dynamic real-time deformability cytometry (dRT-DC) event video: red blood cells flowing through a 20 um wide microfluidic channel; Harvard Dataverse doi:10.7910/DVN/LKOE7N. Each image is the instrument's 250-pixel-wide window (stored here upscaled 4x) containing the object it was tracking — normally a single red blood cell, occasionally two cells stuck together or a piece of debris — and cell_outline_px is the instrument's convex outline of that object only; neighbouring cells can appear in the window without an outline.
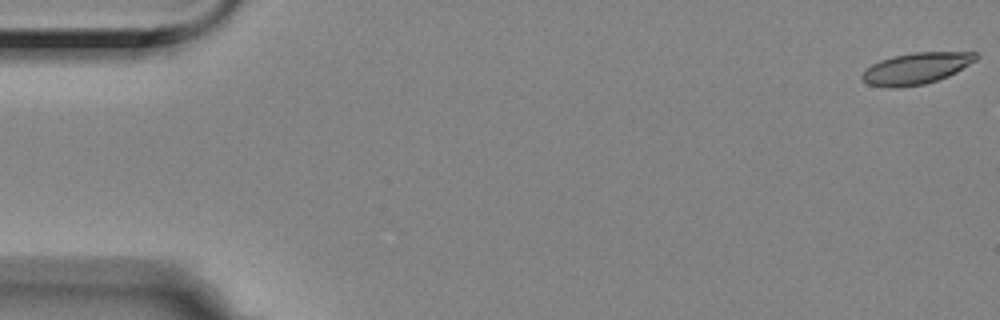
{"species": "Egyptian fruit bat (a non-hibernating species)", "species_latin": "Rousettus aegyptiacus", "temperature_condition": "room temperature", "stored_images_in_passage": 7, "camera_frame_rate_fps": 3000, "um_per_image_px": 0.085, "animal": {"sex": "female"}, "frame": {"image": 1, "passage_image": 1, "time_ms": 0.0, "image_size_px": [1000, 320], "cell_outline_px": [[980, 56], [976, 60], [956, 72], [948, 76], [924, 84], [900, 88], [884, 88], [868, 84], [860, 76], [872, 64], [880, 60], [892, 56], [912, 52], [976, 52]], "centroid_in_image_um": [77.87, 5.82], "position_along_channel_um": 7.1, "area_um2": 20.92}}
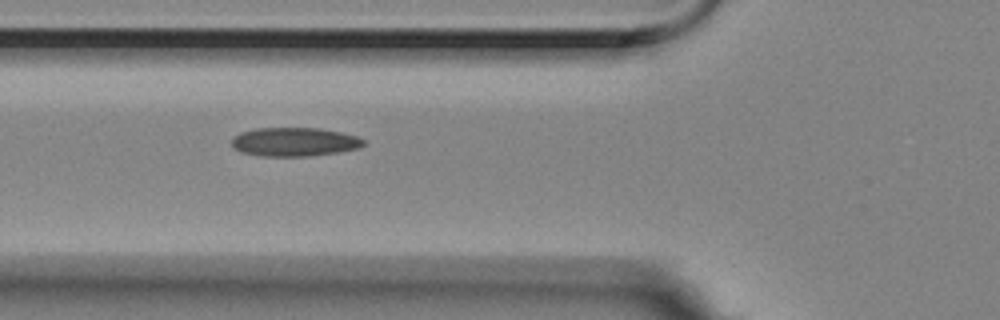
{"frame": {"image": 2, "passage_image": 6, "time_ms": 1.667, "image_size_px": [1000, 320], "cell_outline_px": [[364, 144], [360, 148], [340, 152], [308, 156], [260, 156], [240, 152], [232, 148], [232, 140], [240, 132], [252, 128], [320, 128], [340, 132], [356, 136], [364, 140]], "centroid_in_image_um": [25.0, 12.06], "position_along_channel_um": 100.8, "area_um2": 22.25}}
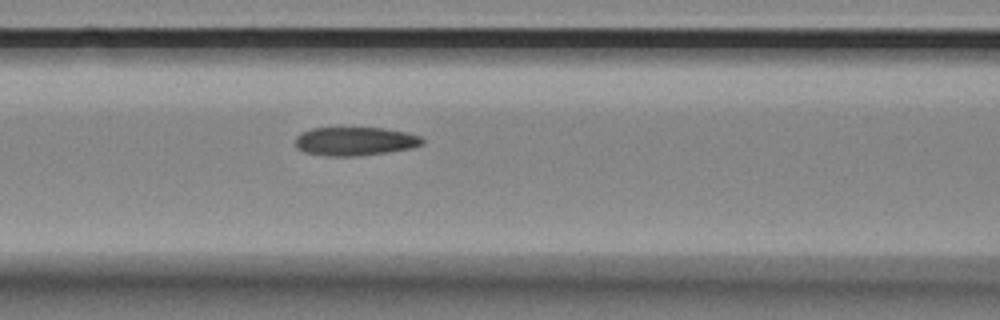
{"frame": {"image": 3, "passage_image": 7, "time_ms": 2.0, "image_size_px": [1000, 320], "cell_outline_px": [[424, 144], [412, 148], [388, 152], [356, 156], [328, 156], [304, 152], [296, 148], [296, 136], [300, 132], [312, 128], [384, 128], [404, 132], [420, 136], [424, 140]], "centroid_in_image_um": [30.16, 12.01], "position_along_channel_um": 136.4, "area_um2": 21.21}}